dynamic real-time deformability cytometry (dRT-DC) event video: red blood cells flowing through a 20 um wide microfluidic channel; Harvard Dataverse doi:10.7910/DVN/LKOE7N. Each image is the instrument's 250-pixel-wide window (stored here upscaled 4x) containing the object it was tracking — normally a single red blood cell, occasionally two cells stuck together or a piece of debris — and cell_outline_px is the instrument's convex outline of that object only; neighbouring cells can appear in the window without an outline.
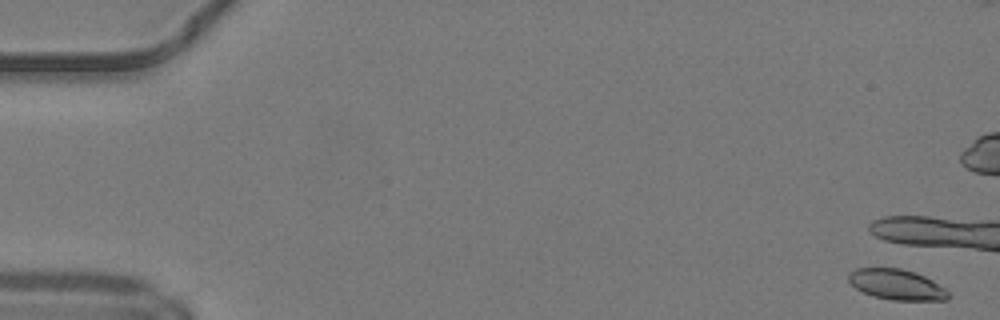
{"species": "common noctule bat (a hibernating species)", "species_latin": "Nyctalus noctula", "temperature_condition": "warm", "stored_images_in_passage": 7, "camera_frame_rate_fps": 3000, "um_per_image_px": 0.085, "animal": {"sex": "male", "body_mass_g": 19.2, "forearm_length_mm": 51.8}, "frame": {"image": 1, "passage_image": 2, "time_ms": 0.333, "image_size_px": [1000, 320], "cell_outline_px": [[948, 300], [892, 300], [872, 296], [856, 288], [848, 280], [848, 272], [856, 268], [900, 268], [924, 276], [932, 280], [944, 288], [948, 292]], "centroid_in_image_um": [76.18, 24.18], "position_along_channel_um": 8.8, "area_um2": 17.57}}